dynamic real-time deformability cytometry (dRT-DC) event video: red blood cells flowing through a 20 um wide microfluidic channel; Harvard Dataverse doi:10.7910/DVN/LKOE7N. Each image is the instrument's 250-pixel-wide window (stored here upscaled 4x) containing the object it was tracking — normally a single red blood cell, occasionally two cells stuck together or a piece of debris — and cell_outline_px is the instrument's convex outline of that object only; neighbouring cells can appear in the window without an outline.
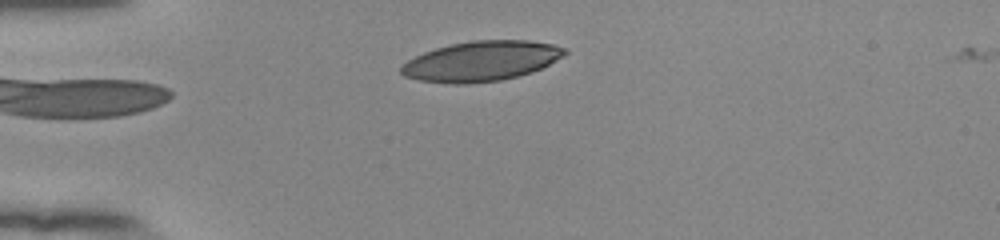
{"species": "human", "species_latin": "Homo sapiens", "temperature_condition": "room temperature", "stored_images_in_passage": 32, "camera_frame_rate_fps": 3000, "um_per_image_px": 0.085, "donor": {"sex": "female"}, "frame": {"image": 1, "passage_image": 1, "time_ms": 0.0, "image_size_px": [1000, 240], "cell_outline_px": [[568, 52], [564, 56], [532, 72], [500, 80], [468, 84], [452, 84], [420, 80], [404, 76], [400, 72], [400, 68], [408, 60], [424, 52], [436, 48], [452, 44], [472, 40], [528, 40], [552, 44], [568, 48]], "centroid_in_image_um": [40.92, 5.19], "position_along_channel_um": 44.1, "area_um2": 38.03}}
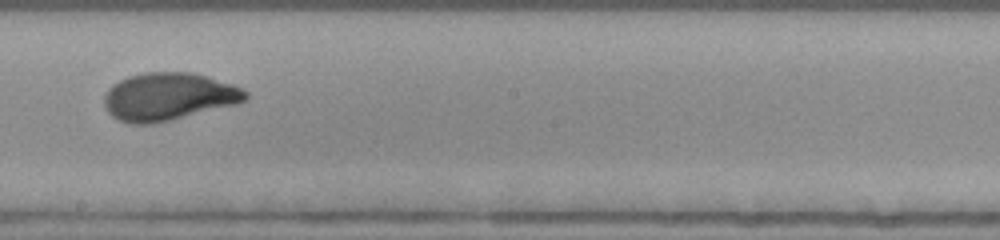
{"frame": {"image": 2, "passage_image": 18, "time_ms": 5.667, "image_size_px": [1000, 240], "cell_outline_px": [[248, 96], [244, 100], [236, 104], [172, 120], [152, 124], [132, 124], [120, 120], [112, 116], [108, 112], [104, 104], [104, 96], [108, 88], [112, 84], [128, 76], [144, 72], [192, 72], [208, 76], [232, 84], [248, 92]], "centroid_in_image_um": [14.3, 8.21], "position_along_channel_um": 233.9, "area_um2": 39.36}}
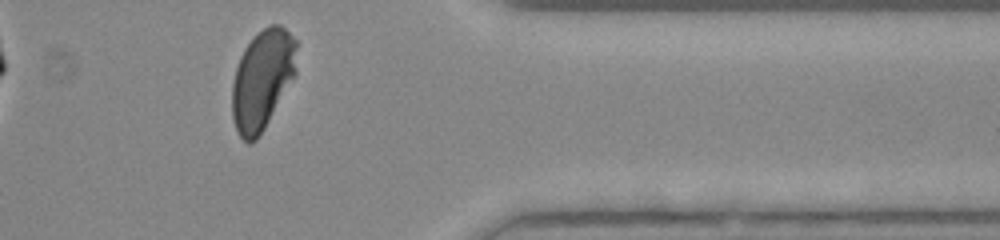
{"frame": {"image": 3, "passage_image": 31, "time_ms": 10.0, "image_size_px": [1000, 240], "cell_outline_px": [[296, 72], [260, 136], [252, 144], [248, 144], [236, 132], [232, 120], [232, 84], [236, 68], [240, 56], [244, 48], [268, 24], [280, 24], [296, 40]], "centroid_in_image_um": [22.27, 6.8], "position_along_channel_um": 389.1, "area_um2": 37.4}, "authors_computed_cell_mechanics": {"area_um2": 38.2347, "velocity_mm_per_s": 3.8815, "shape_relaxation_time_tau1_ms": 4.0097, "shape_relaxation_time_tau2_ms": null, "deformation_change_tau1": 0.1862, "deformation_change_tau2": null}}